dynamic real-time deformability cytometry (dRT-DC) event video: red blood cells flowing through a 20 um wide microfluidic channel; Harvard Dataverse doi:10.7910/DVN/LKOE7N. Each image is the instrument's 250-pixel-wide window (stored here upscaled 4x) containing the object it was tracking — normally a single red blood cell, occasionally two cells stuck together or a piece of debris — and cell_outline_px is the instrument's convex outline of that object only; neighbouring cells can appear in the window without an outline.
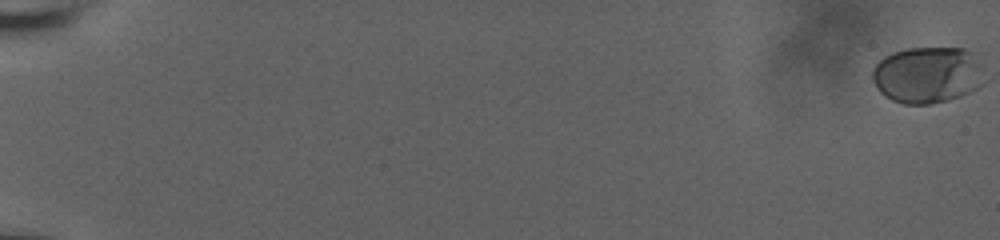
{"species": "human", "species_latin": "Homo sapiens", "temperature_condition": "room temperature", "stored_images_in_passage": 61, "camera_frame_rate_fps": 3000, "um_per_image_px": 0.085, "donor": {"sex": "male"}, "frame": {"image": 1, "passage_image": 1, "time_ms": 0.0, "image_size_px": [1000, 240], "cell_outline_px": [[984, 84], [960, 96], [948, 100], [928, 104], [904, 104], [892, 100], [880, 92], [876, 88], [872, 80], [872, 68], [884, 56], [892, 52], [908, 48], [964, 48], [976, 52], [980, 64]], "centroid_in_image_um": [78.83, 6.35], "position_along_channel_um": 6.2, "area_um2": 37.22}}
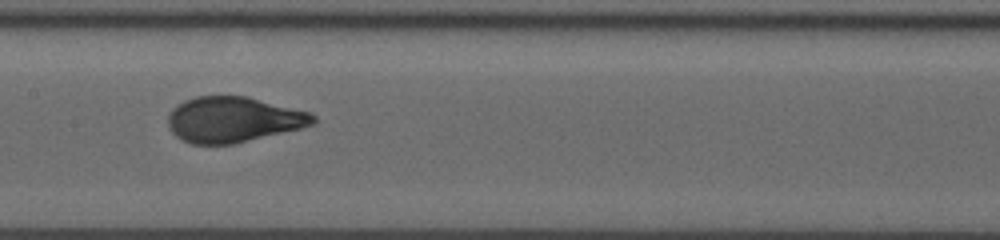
{"frame": {"image": 2, "passage_image": 35, "time_ms": 11.333, "image_size_px": [1000, 240], "cell_outline_px": [[316, 124], [300, 128], [232, 144], [192, 144], [180, 140], [168, 128], [168, 112], [176, 104], [184, 100], [196, 96], [244, 96], [312, 112], [316, 116]], "centroid_in_image_um": [19.8, 10.16], "position_along_channel_um": 187.6, "area_um2": 38.61}}
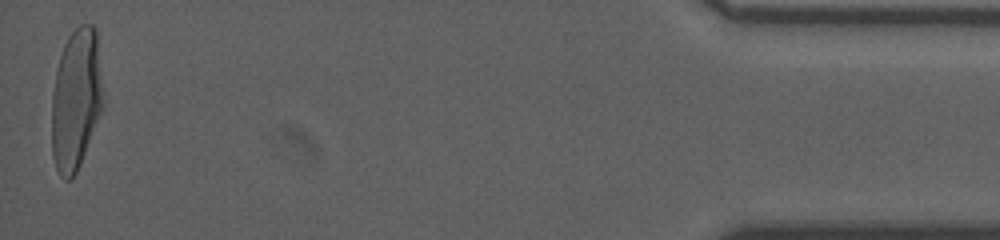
{"frame": {"image": 3, "passage_image": 61, "time_ms": 20.0, "image_size_px": [1000, 240], "cell_outline_px": [[104, 108], [80, 164], [76, 172], [68, 180], [64, 180], [60, 176], [56, 168], [52, 156], [52, 92], [56, 72], [60, 56], [64, 44], [68, 36], [80, 24], [92, 24], [96, 28], [104, 100]], "centroid_in_image_um": [6.48, 8.45], "position_along_channel_um": 428.7, "area_um2": 42.66}}